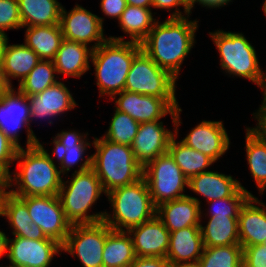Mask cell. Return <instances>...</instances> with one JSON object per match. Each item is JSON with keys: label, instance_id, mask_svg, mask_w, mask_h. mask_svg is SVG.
<instances>
[{"label": "cell", "instance_id": "cell-1", "mask_svg": "<svg viewBox=\"0 0 266 267\" xmlns=\"http://www.w3.org/2000/svg\"><path fill=\"white\" fill-rule=\"evenodd\" d=\"M193 15L183 18H168L154 24L147 37L140 43L142 50L161 68L179 80L185 60L197 43V32L201 25ZM167 18V19H166Z\"/></svg>", "mask_w": 266, "mask_h": 267}, {"label": "cell", "instance_id": "cell-2", "mask_svg": "<svg viewBox=\"0 0 266 267\" xmlns=\"http://www.w3.org/2000/svg\"><path fill=\"white\" fill-rule=\"evenodd\" d=\"M17 163V164H16ZM10 173L11 194L17 197L57 196L63 181L53 151L44 141L19 148Z\"/></svg>", "mask_w": 266, "mask_h": 267}, {"label": "cell", "instance_id": "cell-3", "mask_svg": "<svg viewBox=\"0 0 266 267\" xmlns=\"http://www.w3.org/2000/svg\"><path fill=\"white\" fill-rule=\"evenodd\" d=\"M219 53L220 72L224 77L242 78L250 81L261 95L266 91V68L261 66L256 47L249 37L240 31H226L223 28L208 32Z\"/></svg>", "mask_w": 266, "mask_h": 267}, {"label": "cell", "instance_id": "cell-4", "mask_svg": "<svg viewBox=\"0 0 266 267\" xmlns=\"http://www.w3.org/2000/svg\"><path fill=\"white\" fill-rule=\"evenodd\" d=\"M142 50L141 44L130 41H117L108 38L99 47L92 50L90 68L98 87V97L109 100L125 89L126 77L132 61Z\"/></svg>", "mask_w": 266, "mask_h": 267}, {"label": "cell", "instance_id": "cell-5", "mask_svg": "<svg viewBox=\"0 0 266 267\" xmlns=\"http://www.w3.org/2000/svg\"><path fill=\"white\" fill-rule=\"evenodd\" d=\"M104 195L106 193L101 181L94 170L89 168L72 172L70 177L69 174L64 175L58 197L67 220L71 225H77L103 221L105 209L98 211L96 205Z\"/></svg>", "mask_w": 266, "mask_h": 267}, {"label": "cell", "instance_id": "cell-6", "mask_svg": "<svg viewBox=\"0 0 266 267\" xmlns=\"http://www.w3.org/2000/svg\"><path fill=\"white\" fill-rule=\"evenodd\" d=\"M94 135L91 168L107 194L113 189L130 185L143 177V167L137 162L129 145L113 143Z\"/></svg>", "mask_w": 266, "mask_h": 267}, {"label": "cell", "instance_id": "cell-7", "mask_svg": "<svg viewBox=\"0 0 266 267\" xmlns=\"http://www.w3.org/2000/svg\"><path fill=\"white\" fill-rule=\"evenodd\" d=\"M105 197L109 209H105L103 221L113 230L128 231L156 215V206L144 177L111 190Z\"/></svg>", "mask_w": 266, "mask_h": 267}, {"label": "cell", "instance_id": "cell-8", "mask_svg": "<svg viewBox=\"0 0 266 267\" xmlns=\"http://www.w3.org/2000/svg\"><path fill=\"white\" fill-rule=\"evenodd\" d=\"M177 82L178 79L141 50L132 61L124 90L163 98L173 109H178L181 104L176 96Z\"/></svg>", "mask_w": 266, "mask_h": 267}, {"label": "cell", "instance_id": "cell-9", "mask_svg": "<svg viewBox=\"0 0 266 267\" xmlns=\"http://www.w3.org/2000/svg\"><path fill=\"white\" fill-rule=\"evenodd\" d=\"M153 204L188 196V178L175 163L169 152L159 155L143 168Z\"/></svg>", "mask_w": 266, "mask_h": 267}, {"label": "cell", "instance_id": "cell-10", "mask_svg": "<svg viewBox=\"0 0 266 267\" xmlns=\"http://www.w3.org/2000/svg\"><path fill=\"white\" fill-rule=\"evenodd\" d=\"M30 115V102L27 95L23 94L17 86H10L0 97V130L18 148L38 145L41 142V137H37L31 131ZM24 131L27 140L21 144L23 140L21 135Z\"/></svg>", "mask_w": 266, "mask_h": 267}, {"label": "cell", "instance_id": "cell-11", "mask_svg": "<svg viewBox=\"0 0 266 267\" xmlns=\"http://www.w3.org/2000/svg\"><path fill=\"white\" fill-rule=\"evenodd\" d=\"M181 108L182 107L176 109V116L174 119L175 135L186 146L207 155L216 163L219 161L221 162L222 158L229 153L228 151L232 145L230 133H228V129H226L224 125V120L220 119L215 121L201 119L194 127L189 129L190 131L188 130L185 134L186 136L182 138V135L179 133L180 127L183 125V120L181 118L183 109Z\"/></svg>", "mask_w": 266, "mask_h": 267}, {"label": "cell", "instance_id": "cell-12", "mask_svg": "<svg viewBox=\"0 0 266 267\" xmlns=\"http://www.w3.org/2000/svg\"><path fill=\"white\" fill-rule=\"evenodd\" d=\"M71 128L58 130L52 141L44 142L50 145L57 158L58 167L63 175L71 172L84 171L91 168L93 140L90 139L88 130ZM90 150V152H89ZM88 151V152H87ZM89 153V154H88ZM76 167V168H75Z\"/></svg>", "mask_w": 266, "mask_h": 267}, {"label": "cell", "instance_id": "cell-13", "mask_svg": "<svg viewBox=\"0 0 266 267\" xmlns=\"http://www.w3.org/2000/svg\"><path fill=\"white\" fill-rule=\"evenodd\" d=\"M106 237L107 224L104 221L72 225L62 244V254L72 256L81 267H103L102 253Z\"/></svg>", "mask_w": 266, "mask_h": 267}, {"label": "cell", "instance_id": "cell-14", "mask_svg": "<svg viewBox=\"0 0 266 267\" xmlns=\"http://www.w3.org/2000/svg\"><path fill=\"white\" fill-rule=\"evenodd\" d=\"M64 82L66 81L59 80L41 93L27 96L30 102V126L34 134L36 133L32 129V123L42 126L43 121L45 125L53 126L55 121V124L63 122V116L66 117L69 112L78 108L79 103L75 101V94Z\"/></svg>", "mask_w": 266, "mask_h": 267}, {"label": "cell", "instance_id": "cell-15", "mask_svg": "<svg viewBox=\"0 0 266 267\" xmlns=\"http://www.w3.org/2000/svg\"><path fill=\"white\" fill-rule=\"evenodd\" d=\"M61 255L62 245L54 239L33 240L7 236L8 262L4 267H50L53 261H57L56 257Z\"/></svg>", "mask_w": 266, "mask_h": 267}, {"label": "cell", "instance_id": "cell-16", "mask_svg": "<svg viewBox=\"0 0 266 267\" xmlns=\"http://www.w3.org/2000/svg\"><path fill=\"white\" fill-rule=\"evenodd\" d=\"M98 16L82 4L75 3L69 10L63 5L60 26L64 39L86 44L92 49L99 47L109 36Z\"/></svg>", "mask_w": 266, "mask_h": 267}, {"label": "cell", "instance_id": "cell-17", "mask_svg": "<svg viewBox=\"0 0 266 267\" xmlns=\"http://www.w3.org/2000/svg\"><path fill=\"white\" fill-rule=\"evenodd\" d=\"M19 198L27 205L30 217L36 225L41 227L45 236L62 245L72 225L65 216L58 195Z\"/></svg>", "mask_w": 266, "mask_h": 267}, {"label": "cell", "instance_id": "cell-18", "mask_svg": "<svg viewBox=\"0 0 266 267\" xmlns=\"http://www.w3.org/2000/svg\"><path fill=\"white\" fill-rule=\"evenodd\" d=\"M170 119L173 125L169 127L170 129L164 120L140 123L131 149L143 168L159 155L168 152L170 141L175 136V117Z\"/></svg>", "mask_w": 266, "mask_h": 267}, {"label": "cell", "instance_id": "cell-19", "mask_svg": "<svg viewBox=\"0 0 266 267\" xmlns=\"http://www.w3.org/2000/svg\"><path fill=\"white\" fill-rule=\"evenodd\" d=\"M218 171L220 170L211 168L210 171L192 176L189 179L188 196L193 198L201 207L202 201L206 203L211 200L232 197L240 188L247 191L250 196H255L253 191L247 189V186L244 187L240 178H236L231 173L226 174Z\"/></svg>", "mask_w": 266, "mask_h": 267}, {"label": "cell", "instance_id": "cell-20", "mask_svg": "<svg viewBox=\"0 0 266 267\" xmlns=\"http://www.w3.org/2000/svg\"><path fill=\"white\" fill-rule=\"evenodd\" d=\"M114 108L131 116L138 123L161 121L175 117L173 109L163 98L123 90L110 99ZM163 118V119H162Z\"/></svg>", "mask_w": 266, "mask_h": 267}, {"label": "cell", "instance_id": "cell-21", "mask_svg": "<svg viewBox=\"0 0 266 267\" xmlns=\"http://www.w3.org/2000/svg\"><path fill=\"white\" fill-rule=\"evenodd\" d=\"M136 257L166 258L169 247V230L155 215L152 219L128 230Z\"/></svg>", "mask_w": 266, "mask_h": 267}, {"label": "cell", "instance_id": "cell-22", "mask_svg": "<svg viewBox=\"0 0 266 267\" xmlns=\"http://www.w3.org/2000/svg\"><path fill=\"white\" fill-rule=\"evenodd\" d=\"M239 242L245 248L266 243V203L250 196L238 215Z\"/></svg>", "mask_w": 266, "mask_h": 267}, {"label": "cell", "instance_id": "cell-23", "mask_svg": "<svg viewBox=\"0 0 266 267\" xmlns=\"http://www.w3.org/2000/svg\"><path fill=\"white\" fill-rule=\"evenodd\" d=\"M92 50L86 44L64 39L53 60L59 79L69 77L78 80L92 71Z\"/></svg>", "mask_w": 266, "mask_h": 267}, {"label": "cell", "instance_id": "cell-24", "mask_svg": "<svg viewBox=\"0 0 266 267\" xmlns=\"http://www.w3.org/2000/svg\"><path fill=\"white\" fill-rule=\"evenodd\" d=\"M156 216L169 232L200 226L201 206L191 197L166 201L156 207Z\"/></svg>", "mask_w": 266, "mask_h": 267}, {"label": "cell", "instance_id": "cell-25", "mask_svg": "<svg viewBox=\"0 0 266 267\" xmlns=\"http://www.w3.org/2000/svg\"><path fill=\"white\" fill-rule=\"evenodd\" d=\"M204 249L200 226L170 232L166 259L170 265L198 262Z\"/></svg>", "mask_w": 266, "mask_h": 267}, {"label": "cell", "instance_id": "cell-26", "mask_svg": "<svg viewBox=\"0 0 266 267\" xmlns=\"http://www.w3.org/2000/svg\"><path fill=\"white\" fill-rule=\"evenodd\" d=\"M151 8L127 5L118 20V27L123 35L110 34L109 38L117 41L141 43L148 35L154 24L160 18ZM129 37L128 39H126Z\"/></svg>", "mask_w": 266, "mask_h": 267}, {"label": "cell", "instance_id": "cell-27", "mask_svg": "<svg viewBox=\"0 0 266 267\" xmlns=\"http://www.w3.org/2000/svg\"><path fill=\"white\" fill-rule=\"evenodd\" d=\"M40 60V57L24 43L8 42L2 62V70L7 83L14 86L13 80H16L19 84Z\"/></svg>", "mask_w": 266, "mask_h": 267}, {"label": "cell", "instance_id": "cell-28", "mask_svg": "<svg viewBox=\"0 0 266 267\" xmlns=\"http://www.w3.org/2000/svg\"><path fill=\"white\" fill-rule=\"evenodd\" d=\"M200 230L204 247L240 244L238 217L201 216Z\"/></svg>", "mask_w": 266, "mask_h": 267}, {"label": "cell", "instance_id": "cell-29", "mask_svg": "<svg viewBox=\"0 0 266 267\" xmlns=\"http://www.w3.org/2000/svg\"><path fill=\"white\" fill-rule=\"evenodd\" d=\"M243 129L248 174L255 182L259 196L262 197L266 192V143L249 125H245Z\"/></svg>", "mask_w": 266, "mask_h": 267}, {"label": "cell", "instance_id": "cell-30", "mask_svg": "<svg viewBox=\"0 0 266 267\" xmlns=\"http://www.w3.org/2000/svg\"><path fill=\"white\" fill-rule=\"evenodd\" d=\"M21 29H25L23 43L26 46L32 49L41 60H54L64 40L60 24L29 26Z\"/></svg>", "mask_w": 266, "mask_h": 267}, {"label": "cell", "instance_id": "cell-31", "mask_svg": "<svg viewBox=\"0 0 266 267\" xmlns=\"http://www.w3.org/2000/svg\"><path fill=\"white\" fill-rule=\"evenodd\" d=\"M22 27L60 24L59 0H18Z\"/></svg>", "mask_w": 266, "mask_h": 267}, {"label": "cell", "instance_id": "cell-32", "mask_svg": "<svg viewBox=\"0 0 266 267\" xmlns=\"http://www.w3.org/2000/svg\"><path fill=\"white\" fill-rule=\"evenodd\" d=\"M103 267H128L136 254L128 231L113 230L107 225V237L102 253Z\"/></svg>", "mask_w": 266, "mask_h": 267}, {"label": "cell", "instance_id": "cell-33", "mask_svg": "<svg viewBox=\"0 0 266 267\" xmlns=\"http://www.w3.org/2000/svg\"><path fill=\"white\" fill-rule=\"evenodd\" d=\"M168 152L188 180L192 176L210 171L216 163L207 155L186 146L176 135L170 141Z\"/></svg>", "mask_w": 266, "mask_h": 267}, {"label": "cell", "instance_id": "cell-34", "mask_svg": "<svg viewBox=\"0 0 266 267\" xmlns=\"http://www.w3.org/2000/svg\"><path fill=\"white\" fill-rule=\"evenodd\" d=\"M59 81L54 62L40 60L31 72L17 84V88L27 96L41 93Z\"/></svg>", "mask_w": 266, "mask_h": 267}, {"label": "cell", "instance_id": "cell-35", "mask_svg": "<svg viewBox=\"0 0 266 267\" xmlns=\"http://www.w3.org/2000/svg\"><path fill=\"white\" fill-rule=\"evenodd\" d=\"M198 263L201 267H243V247L240 244L204 247Z\"/></svg>", "mask_w": 266, "mask_h": 267}, {"label": "cell", "instance_id": "cell-36", "mask_svg": "<svg viewBox=\"0 0 266 267\" xmlns=\"http://www.w3.org/2000/svg\"><path fill=\"white\" fill-rule=\"evenodd\" d=\"M113 113L112 117H109L111 118L110 122H108L109 126L101 136L110 142L131 146L140 123L115 108Z\"/></svg>", "mask_w": 266, "mask_h": 267}, {"label": "cell", "instance_id": "cell-37", "mask_svg": "<svg viewBox=\"0 0 266 267\" xmlns=\"http://www.w3.org/2000/svg\"><path fill=\"white\" fill-rule=\"evenodd\" d=\"M5 223L9 226L5 231L7 236H17L26 238L28 229L33 222L30 214L28 213L27 205L17 196L10 195L7 198L4 217ZM8 229V230H7ZM10 234V235H9Z\"/></svg>", "mask_w": 266, "mask_h": 267}, {"label": "cell", "instance_id": "cell-38", "mask_svg": "<svg viewBox=\"0 0 266 267\" xmlns=\"http://www.w3.org/2000/svg\"><path fill=\"white\" fill-rule=\"evenodd\" d=\"M249 197L248 192L240 188L232 197L211 200L202 204L201 216L238 217L241 206Z\"/></svg>", "mask_w": 266, "mask_h": 267}, {"label": "cell", "instance_id": "cell-39", "mask_svg": "<svg viewBox=\"0 0 266 267\" xmlns=\"http://www.w3.org/2000/svg\"><path fill=\"white\" fill-rule=\"evenodd\" d=\"M22 20L18 0H0V30L7 33L10 30H21Z\"/></svg>", "mask_w": 266, "mask_h": 267}, {"label": "cell", "instance_id": "cell-40", "mask_svg": "<svg viewBox=\"0 0 266 267\" xmlns=\"http://www.w3.org/2000/svg\"><path fill=\"white\" fill-rule=\"evenodd\" d=\"M152 3L155 11L169 13L168 18H183L193 13L186 0H152Z\"/></svg>", "mask_w": 266, "mask_h": 267}, {"label": "cell", "instance_id": "cell-41", "mask_svg": "<svg viewBox=\"0 0 266 267\" xmlns=\"http://www.w3.org/2000/svg\"><path fill=\"white\" fill-rule=\"evenodd\" d=\"M243 267H266V243L243 248Z\"/></svg>", "mask_w": 266, "mask_h": 267}, {"label": "cell", "instance_id": "cell-42", "mask_svg": "<svg viewBox=\"0 0 266 267\" xmlns=\"http://www.w3.org/2000/svg\"><path fill=\"white\" fill-rule=\"evenodd\" d=\"M98 4L101 9L100 11H102V15L98 17L100 18L103 26L106 18L114 19V22L118 21L127 7L126 0H100Z\"/></svg>", "mask_w": 266, "mask_h": 267}, {"label": "cell", "instance_id": "cell-43", "mask_svg": "<svg viewBox=\"0 0 266 267\" xmlns=\"http://www.w3.org/2000/svg\"><path fill=\"white\" fill-rule=\"evenodd\" d=\"M18 149L19 148L0 130V164L9 173H11Z\"/></svg>", "mask_w": 266, "mask_h": 267}, {"label": "cell", "instance_id": "cell-44", "mask_svg": "<svg viewBox=\"0 0 266 267\" xmlns=\"http://www.w3.org/2000/svg\"><path fill=\"white\" fill-rule=\"evenodd\" d=\"M234 1L235 0H189L188 4L192 11H195L197 5L200 6L201 8H205L206 11L208 10L212 11V10H218V9L221 10V8L223 7L225 8L233 4Z\"/></svg>", "mask_w": 266, "mask_h": 267}, {"label": "cell", "instance_id": "cell-45", "mask_svg": "<svg viewBox=\"0 0 266 267\" xmlns=\"http://www.w3.org/2000/svg\"><path fill=\"white\" fill-rule=\"evenodd\" d=\"M128 267H170V264L163 257H136Z\"/></svg>", "mask_w": 266, "mask_h": 267}, {"label": "cell", "instance_id": "cell-46", "mask_svg": "<svg viewBox=\"0 0 266 267\" xmlns=\"http://www.w3.org/2000/svg\"><path fill=\"white\" fill-rule=\"evenodd\" d=\"M255 111V112H254ZM251 113L253 121H256L254 126H250L266 143V113L258 107Z\"/></svg>", "mask_w": 266, "mask_h": 267}, {"label": "cell", "instance_id": "cell-47", "mask_svg": "<svg viewBox=\"0 0 266 267\" xmlns=\"http://www.w3.org/2000/svg\"><path fill=\"white\" fill-rule=\"evenodd\" d=\"M11 195V184H0V217H4L7 198Z\"/></svg>", "mask_w": 266, "mask_h": 267}, {"label": "cell", "instance_id": "cell-48", "mask_svg": "<svg viewBox=\"0 0 266 267\" xmlns=\"http://www.w3.org/2000/svg\"><path fill=\"white\" fill-rule=\"evenodd\" d=\"M26 239L40 240L51 238L46 237L45 234L42 232L41 227L32 222L29 226L28 235H26Z\"/></svg>", "mask_w": 266, "mask_h": 267}, {"label": "cell", "instance_id": "cell-49", "mask_svg": "<svg viewBox=\"0 0 266 267\" xmlns=\"http://www.w3.org/2000/svg\"><path fill=\"white\" fill-rule=\"evenodd\" d=\"M2 229V230H1ZM7 232L1 228L0 226V261H3V258L6 259V238ZM3 263L1 262L0 267H4Z\"/></svg>", "mask_w": 266, "mask_h": 267}, {"label": "cell", "instance_id": "cell-50", "mask_svg": "<svg viewBox=\"0 0 266 267\" xmlns=\"http://www.w3.org/2000/svg\"><path fill=\"white\" fill-rule=\"evenodd\" d=\"M11 41L9 40L8 33H5L0 30V64L2 65L3 62V55L5 52V48L7 43Z\"/></svg>", "mask_w": 266, "mask_h": 267}, {"label": "cell", "instance_id": "cell-51", "mask_svg": "<svg viewBox=\"0 0 266 267\" xmlns=\"http://www.w3.org/2000/svg\"><path fill=\"white\" fill-rule=\"evenodd\" d=\"M127 5L153 9L152 0H126Z\"/></svg>", "mask_w": 266, "mask_h": 267}, {"label": "cell", "instance_id": "cell-52", "mask_svg": "<svg viewBox=\"0 0 266 267\" xmlns=\"http://www.w3.org/2000/svg\"><path fill=\"white\" fill-rule=\"evenodd\" d=\"M10 87L7 83L4 73L2 70V65L0 64V97L4 94V92Z\"/></svg>", "mask_w": 266, "mask_h": 267}, {"label": "cell", "instance_id": "cell-53", "mask_svg": "<svg viewBox=\"0 0 266 267\" xmlns=\"http://www.w3.org/2000/svg\"><path fill=\"white\" fill-rule=\"evenodd\" d=\"M0 184H11L10 173L0 164Z\"/></svg>", "mask_w": 266, "mask_h": 267}, {"label": "cell", "instance_id": "cell-54", "mask_svg": "<svg viewBox=\"0 0 266 267\" xmlns=\"http://www.w3.org/2000/svg\"><path fill=\"white\" fill-rule=\"evenodd\" d=\"M170 267H201L198 262L178 263L170 265Z\"/></svg>", "mask_w": 266, "mask_h": 267}, {"label": "cell", "instance_id": "cell-55", "mask_svg": "<svg viewBox=\"0 0 266 267\" xmlns=\"http://www.w3.org/2000/svg\"><path fill=\"white\" fill-rule=\"evenodd\" d=\"M259 107L266 113V91L262 95L261 104H259Z\"/></svg>", "mask_w": 266, "mask_h": 267}, {"label": "cell", "instance_id": "cell-56", "mask_svg": "<svg viewBox=\"0 0 266 267\" xmlns=\"http://www.w3.org/2000/svg\"><path fill=\"white\" fill-rule=\"evenodd\" d=\"M262 1H264V2L262 4L261 9H262V12L264 14L263 16H265L264 18H266V0H262Z\"/></svg>", "mask_w": 266, "mask_h": 267}]
</instances>
